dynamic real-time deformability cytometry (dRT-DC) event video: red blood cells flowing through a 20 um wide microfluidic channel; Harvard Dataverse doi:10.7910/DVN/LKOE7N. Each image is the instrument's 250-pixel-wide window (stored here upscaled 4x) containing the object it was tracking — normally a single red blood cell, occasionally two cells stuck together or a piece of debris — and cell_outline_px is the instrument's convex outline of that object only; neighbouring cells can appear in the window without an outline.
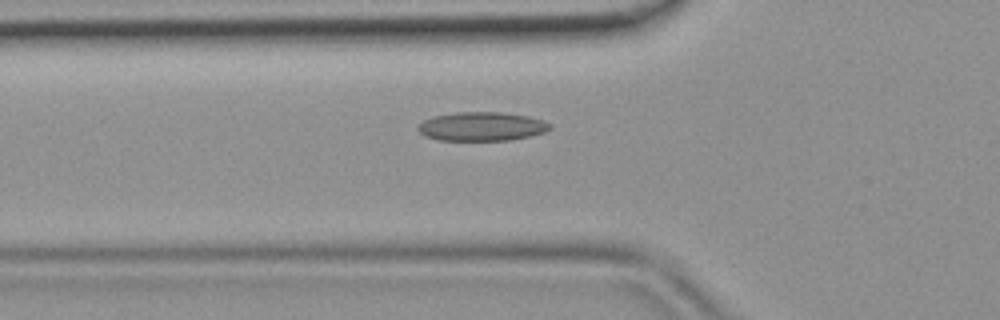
{"species": "common noctule bat (a hibernating species)", "species_latin": "Nyctalus noctula", "temperature_condition": "room temperature", "stored_images_in_passage": 35, "camera_frame_rate_fps": 3000, "um_per_image_px": 0.085, "animal": {"sex": "female", "body_mass_g": 19.9}, "frame": {"image": 1, "passage_image": 7, "time_ms": 2.0, "image_size_px": [1000, 320], "cell_outline_px": [[552, 128], [544, 132], [528, 136], [508, 140], [440, 140], [424, 136], [416, 128], [424, 120], [432, 116], [456, 112], [500, 112], [528, 116], [540, 120], [548, 124]], "centroid_in_image_um": [40.89, 10.74], "position_along_channel_um": 84.9, "area_um2": 21.96}}
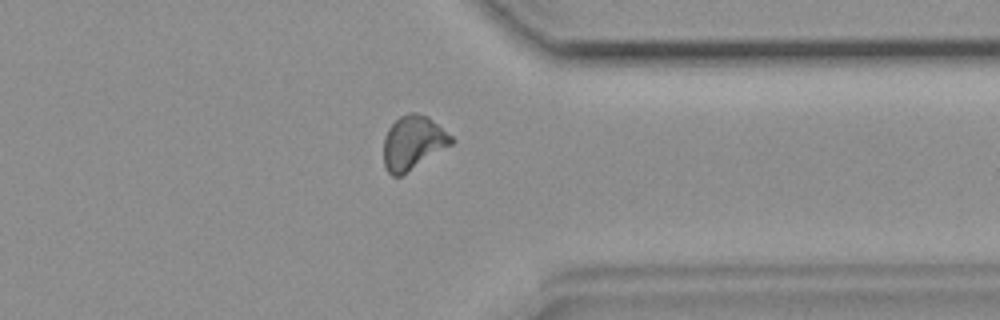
{"frame": {"image": 2, "passage_image": 27, "time_ms": 8.667, "image_size_px": [1000, 320], "cell_outline_px": [[452, 144], [400, 176], [392, 176], [388, 172], [384, 164], [384, 136], [388, 128], [400, 116], [408, 112], [416, 112], [428, 116], [452, 136]], "centroid_in_image_um": [35.08, 12.1], "position_along_channel_um": 376.3, "area_um2": 20.98}}
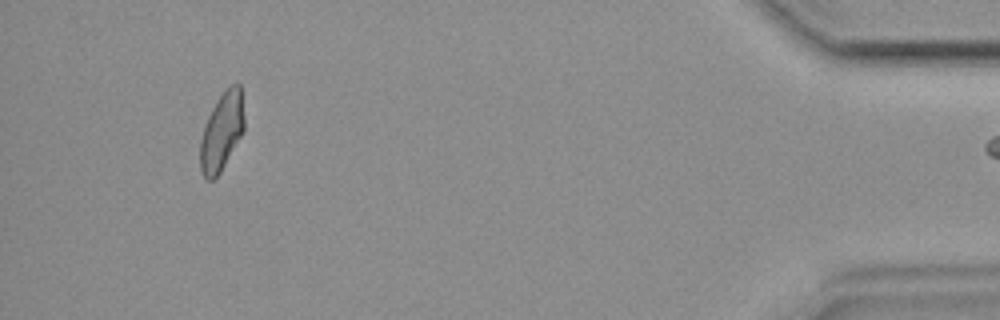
{"frame": {"image": 3, "passage_image": 34, "time_ms": 11.0, "image_size_px": [1000, 320], "cell_outline_px": [[244, 132], [220, 172], [212, 180], [208, 180], [200, 172], [200, 140], [208, 116], [212, 108], [220, 96], [232, 84], [240, 84], [244, 116]], "centroid_in_image_um": [18.85, 11.21], "position_along_channel_um": 416.3, "area_um2": 19.83}}